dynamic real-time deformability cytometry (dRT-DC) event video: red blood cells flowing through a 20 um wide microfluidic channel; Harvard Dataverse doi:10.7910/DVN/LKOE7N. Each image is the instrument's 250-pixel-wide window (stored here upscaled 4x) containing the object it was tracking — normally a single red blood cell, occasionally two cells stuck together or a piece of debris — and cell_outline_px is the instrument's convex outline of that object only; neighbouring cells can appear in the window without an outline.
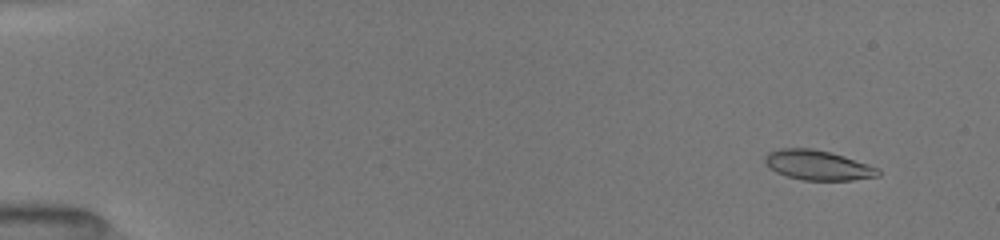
{"species": "common noctule bat (a hibernating species)", "species_latin": "Nyctalus noctula", "temperature_condition": "room temperature", "stored_images_in_passage": 13, "camera_frame_rate_fps": 3000, "um_per_image_px": 0.085, "animal": {"sex": "female", "body_mass_g": 19.5, "forearm_length_mm": 54.1}, "frame": {"image": 1, "passage_image": 3, "time_ms": 1.0, "image_size_px": [1000, 240], "cell_outline_px": [[880, 176], [852, 180], [800, 180], [776, 172], [764, 160], [764, 156], [768, 152], [780, 148], [812, 148], [844, 156], [876, 168], [880, 172]], "centroid_in_image_um": [69.49, 14.04], "position_along_channel_um": 15.5, "area_um2": 19.36}}